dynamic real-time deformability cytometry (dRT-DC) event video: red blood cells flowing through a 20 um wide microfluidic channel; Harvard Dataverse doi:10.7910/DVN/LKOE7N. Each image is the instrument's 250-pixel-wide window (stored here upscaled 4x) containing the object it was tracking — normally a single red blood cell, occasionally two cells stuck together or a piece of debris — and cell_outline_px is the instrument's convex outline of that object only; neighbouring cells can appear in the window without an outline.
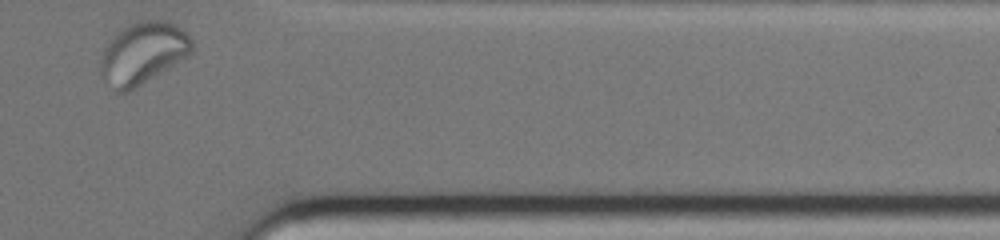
{"species": "common noctule bat (a hibernating species)", "species_latin": "Nyctalus noctula", "temperature_condition": "warm", "stored_images_in_passage": 29, "segment_of_instrument_passage": [2, 2], "camera_frame_rate_fps": 3000, "um_per_image_px": 0.085, "animal": {"sex": "female", "body_mass_g": 19.0, "forearm_length_mm": 51.5}, "frame": {"image": 1, "passage_image": 29, "time_ms": 7.667, "image_size_px": [1000, 240], "cell_outline_px": [[192, 52], [136, 88], [128, 92], [116, 92], [100, 68], [100, 60], [108, 40], [120, 28], [136, 20], [164, 20], [180, 28], [192, 40]], "centroid_in_image_um": [12.12, 4.48], "position_along_channel_um": 399.3, "area_um2": 32.37}}